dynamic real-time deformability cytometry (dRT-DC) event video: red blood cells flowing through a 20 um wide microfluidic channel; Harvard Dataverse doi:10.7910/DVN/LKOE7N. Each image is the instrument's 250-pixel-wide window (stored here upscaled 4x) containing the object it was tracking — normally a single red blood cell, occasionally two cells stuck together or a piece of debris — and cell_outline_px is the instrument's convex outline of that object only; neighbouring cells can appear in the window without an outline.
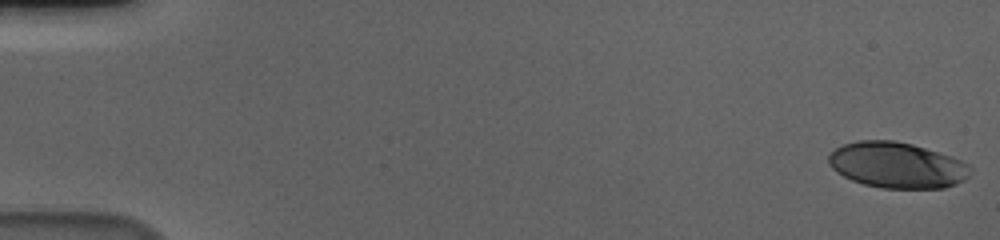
{"species": "human", "species_latin": "Homo sapiens", "temperature_condition": "cold", "stored_images_in_passage": 57, "camera_frame_rate_fps": 3000, "um_per_image_px": 0.085, "donor": {"sex": "male"}, "frame": {"image": 1, "passage_image": 1, "time_ms": 0.0, "image_size_px": [1000, 240], "cell_outline_px": [[972, 168], [968, 176], [964, 180], [956, 184], [944, 188], [884, 188], [864, 184], [852, 180], [836, 172], [828, 164], [828, 156], [836, 148], [844, 144], [856, 140], [892, 140], [912, 144], [952, 156], [968, 164]], "centroid_in_image_um": [76.24, 14.03], "position_along_channel_um": 8.8, "area_um2": 37.86}}
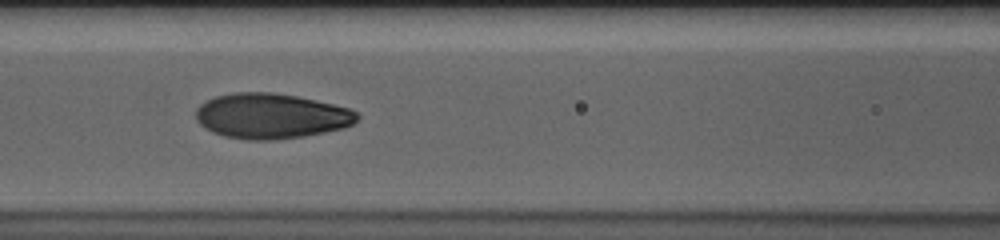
{"frame": {"image": 2, "passage_image": 26, "time_ms": 8.333, "image_size_px": [1000, 240], "cell_outline_px": [[360, 116], [352, 124], [344, 128], [304, 136], [272, 140], [248, 140], [224, 136], [212, 132], [204, 128], [196, 120], [196, 108], [200, 104], [216, 96], [236, 92], [268, 92], [296, 96], [332, 104], [348, 108], [356, 112]], "centroid_in_image_um": [23.01, 9.87], "position_along_channel_um": 143.6, "area_um2": 42.37}}
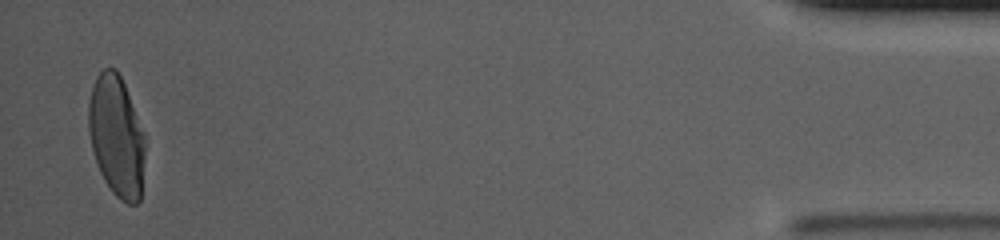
{"frame": {"image": 3, "passage_image": 56, "time_ms": 18.333, "image_size_px": [1000, 240], "cell_outline_px": [[144, 156], [140, 200], [136, 204], [128, 204], [120, 200], [112, 192], [104, 180], [100, 172], [92, 148], [88, 128], [88, 104], [92, 88], [96, 76], [104, 68], [116, 68], [124, 84], [144, 132]], "centroid_in_image_um": [9.89, 11.58], "position_along_channel_um": 425.3, "area_um2": 39.65}, "authors_computed_cell_mechanics": {"area_um2": 40.8646, "velocity_mm_per_s": 3.6323, "shape_relaxation_time_tau1_ms": 4.153, "shape_relaxation_time_tau2_ms": 0.8668, "deformation_change_tau1": 0.1948, "deformation_change_tau2": 0.05}}